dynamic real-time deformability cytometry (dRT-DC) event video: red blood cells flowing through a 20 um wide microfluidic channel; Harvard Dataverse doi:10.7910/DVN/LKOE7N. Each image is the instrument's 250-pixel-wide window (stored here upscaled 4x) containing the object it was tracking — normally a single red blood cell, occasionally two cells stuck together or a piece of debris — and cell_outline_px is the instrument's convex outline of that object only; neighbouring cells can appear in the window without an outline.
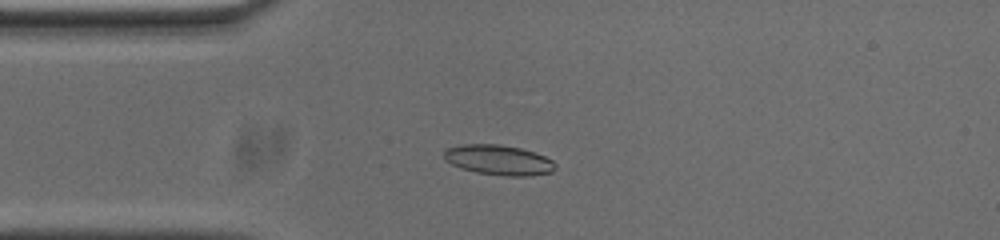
{"species": "common noctule bat (a hibernating species)", "species_latin": "Nyctalus noctula", "temperature_condition": "cold", "stored_images_in_passage": 48, "camera_frame_rate_fps": 3000, "um_per_image_px": 0.085, "animal": {"sex": "male", "body_mass_g": 20.0, "forearm_length_mm": 53.3}, "frame": {"image": 1, "passage_image": 6, "time_ms": 1.667, "image_size_px": [1000, 240], "cell_outline_px": [[556, 168], [552, 172], [532, 176], [508, 176], [476, 172], [460, 168], [444, 160], [444, 152], [448, 148], [460, 144], [500, 144], [520, 148], [536, 152], [552, 160], [556, 164]], "centroid_in_image_um": [42.4, 13.6], "position_along_channel_um": 42.6, "area_um2": 19.65}}
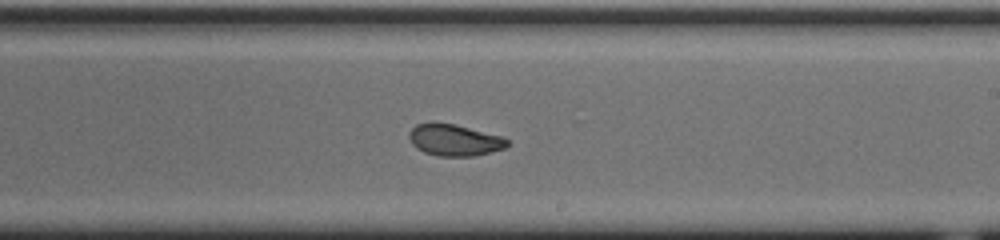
{"frame": {"image": 2, "passage_image": 24, "time_ms": 7.667, "image_size_px": [1000, 240], "cell_outline_px": [[508, 144], [504, 148], [476, 156], [440, 156], [424, 152], [416, 148], [412, 144], [408, 136], [408, 132], [416, 124], [432, 120], [456, 124], [504, 136], [508, 140]], "centroid_in_image_um": [38.6, 11.87], "position_along_channel_um": 250.4, "area_um2": 18.55}}
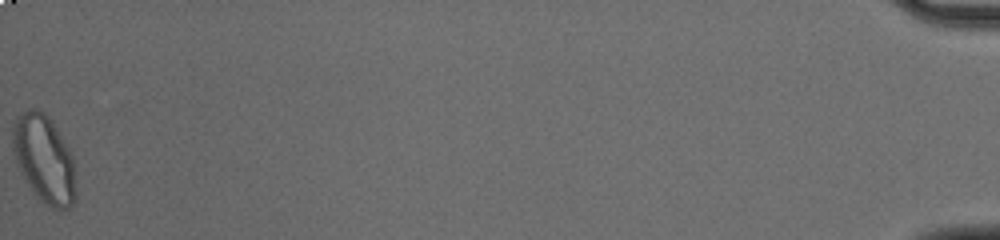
{"frame": {"image": 3, "passage_image": 48, "time_ms": 15.667, "image_size_px": [1000, 240], "cell_outline_px": [[76, 196], [72, 204], [68, 208], [52, 208], [44, 204], [36, 196], [20, 172], [16, 164], [12, 148], [12, 128], [16, 116], [28, 108], [36, 108], [44, 112], [52, 120], [72, 152], [76, 192]], "centroid_in_image_um": [3.74, 13.48], "position_along_channel_um": 431.5, "area_um2": 32.71}, "authors_computed_cell_mechanics": {"area_um2": 18.6694, "velocity_mm_per_s": 3.6736, "shape_relaxation_time_tau1_ms": 4.0441, "shape_relaxation_time_tau2_ms": 1.7537, "deformation_change_tau1": 0.1682, "deformation_change_tau2": 0.0663}}